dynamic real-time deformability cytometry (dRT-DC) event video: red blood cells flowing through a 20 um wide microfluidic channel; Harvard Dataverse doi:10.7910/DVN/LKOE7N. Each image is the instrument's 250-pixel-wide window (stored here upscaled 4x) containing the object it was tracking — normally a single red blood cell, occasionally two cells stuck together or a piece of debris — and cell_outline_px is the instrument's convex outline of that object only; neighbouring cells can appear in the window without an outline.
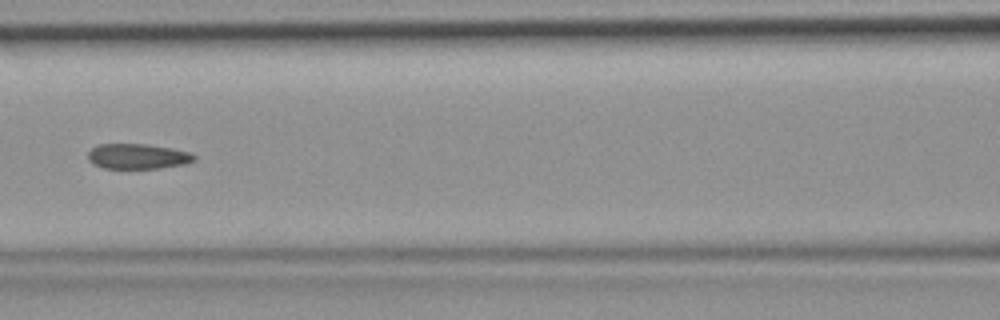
{"species": "common noctule bat (a hibernating species)", "species_latin": "Nyctalus noctula", "temperature_condition": "room temperature", "stored_images_in_passage": 47, "camera_frame_rate_fps": 3000, "um_per_image_px": 0.085, "animal": {"sex": "female", "body_mass_g": 19.9}, "frame": {"image": 1, "passage_image": 21, "time_ms": 6.667, "image_size_px": [1000, 320], "cell_outline_px": [[196, 160], [184, 164], [160, 168], [104, 168], [92, 164], [88, 160], [88, 152], [96, 144], [148, 144], [172, 148], [192, 152], [196, 156]], "centroid_in_image_um": [11.71, 13.28], "position_along_channel_um": 154.9, "area_um2": 15.78}}
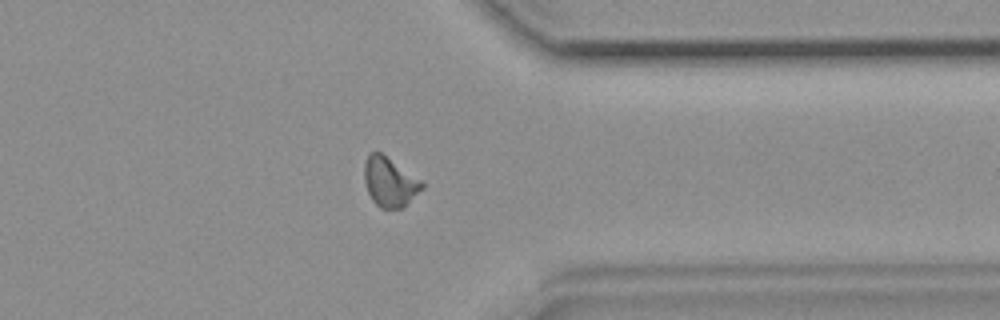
{"frame": {"image": 2, "passage_image": 37, "time_ms": 12.0, "image_size_px": [1000, 320], "cell_outline_px": [[424, 188], [400, 208], [380, 208], [372, 200], [368, 192], [364, 180], [364, 164], [368, 152], [380, 152], [420, 180], [424, 184]], "centroid_in_image_um": [33.08, 15.46], "position_along_channel_um": 378.3, "area_um2": 16.24}}
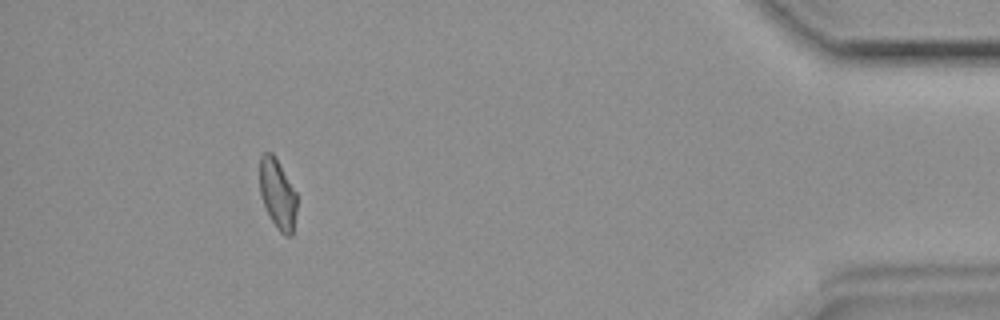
{"frame": {"image": 3, "passage_image": 43, "time_ms": 14.0, "image_size_px": [1000, 320], "cell_outline_px": [[296, 212], [292, 236], [284, 236], [280, 232], [272, 220], [264, 204], [260, 192], [260, 156], [264, 152], [272, 152], [276, 156], [296, 192]], "centroid_in_image_um": [23.6, 16.46], "position_along_channel_um": 411.6, "area_um2": 15.09}}